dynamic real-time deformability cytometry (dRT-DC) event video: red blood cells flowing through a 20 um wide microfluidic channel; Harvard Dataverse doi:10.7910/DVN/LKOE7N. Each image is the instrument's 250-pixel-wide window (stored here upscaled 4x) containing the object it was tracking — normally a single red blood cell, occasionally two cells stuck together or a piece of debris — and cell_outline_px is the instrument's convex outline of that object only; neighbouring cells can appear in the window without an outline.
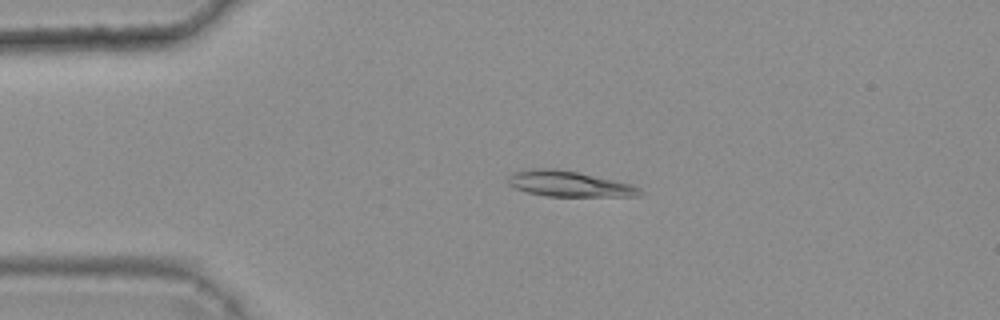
{"species": "common noctule bat (a hibernating species)", "species_latin": "Nyctalus noctula", "temperature_condition": "warm", "stored_images_in_passage": 46, "camera_frame_rate_fps": 3000, "um_per_image_px": 0.085, "animal": {"sex": "female", "body_mass_g": 25.1}, "frame": {"image": 1, "passage_image": 11, "time_ms": 3.333, "image_size_px": [1000, 320], "cell_outline_px": [[644, 192], [640, 196], [544, 196], [528, 192], [516, 188], [508, 184], [508, 176], [516, 172], [532, 168], [556, 168], [576, 172], [632, 184], [640, 188]], "centroid_in_image_um": [48.39, 15.63], "position_along_channel_um": 36.6, "area_um2": 19.54}}
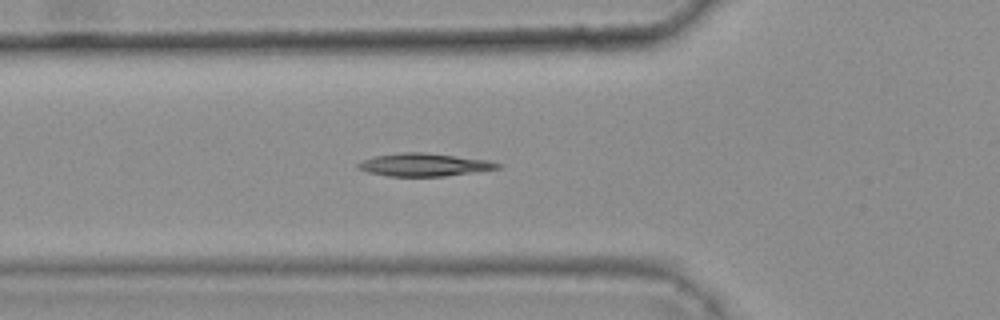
{"frame": {"image": 2, "passage_image": 18, "time_ms": 5.667, "image_size_px": [1000, 320], "cell_outline_px": [[504, 164], [500, 168], [444, 176], [388, 176], [368, 172], [356, 168], [356, 164], [364, 160], [376, 156], [400, 152], [424, 152], [488, 160]], "centroid_in_image_um": [36.05, 14.0], "position_along_channel_um": 89.8, "area_um2": 18.5}}
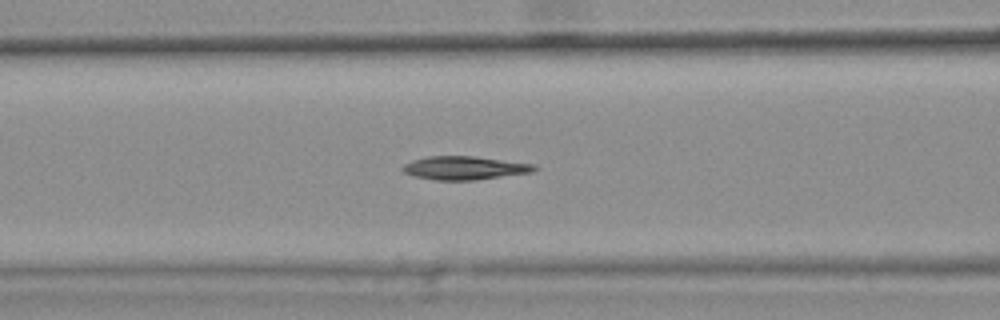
{"frame": {"image": 3, "passage_image": 21, "time_ms": 6.667, "image_size_px": [1000, 320], "cell_outline_px": [[540, 168], [532, 172], [472, 180], [436, 180], [412, 176], [404, 172], [400, 168], [404, 164], [412, 160], [428, 156], [476, 156], [536, 164]], "centroid_in_image_um": [39.49, 14.26], "position_along_channel_um": 127.1, "area_um2": 18.09}}